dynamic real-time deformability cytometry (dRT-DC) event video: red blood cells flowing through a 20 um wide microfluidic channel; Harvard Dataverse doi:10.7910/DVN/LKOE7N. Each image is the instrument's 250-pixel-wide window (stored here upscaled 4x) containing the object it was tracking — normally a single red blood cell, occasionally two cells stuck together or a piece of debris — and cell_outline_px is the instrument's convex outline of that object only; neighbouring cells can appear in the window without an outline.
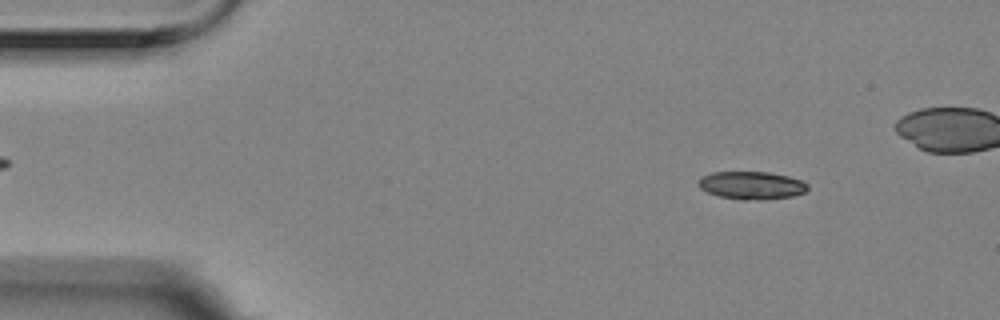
{"species": "Egyptian fruit bat (a non-hibernating species)", "species_latin": "Rousettus aegyptiacus", "temperature_condition": "room temperature", "stored_images_in_passage": 6, "camera_frame_rate_fps": 3000, "um_per_image_px": 0.085, "animal": {"sex": "female"}, "frame": {"image": 1, "passage_image": 2, "time_ms": 0.333, "image_size_px": [1000, 320], "cell_outline_px": [[808, 188], [804, 192], [792, 196], [764, 200], [740, 200], [720, 196], [708, 192], [700, 188], [696, 184], [700, 176], [712, 172], [768, 172], [788, 176], [804, 180], [808, 184]], "centroid_in_image_um": [63.88, 15.75], "position_along_channel_um": 21.1, "area_um2": 17.98}}
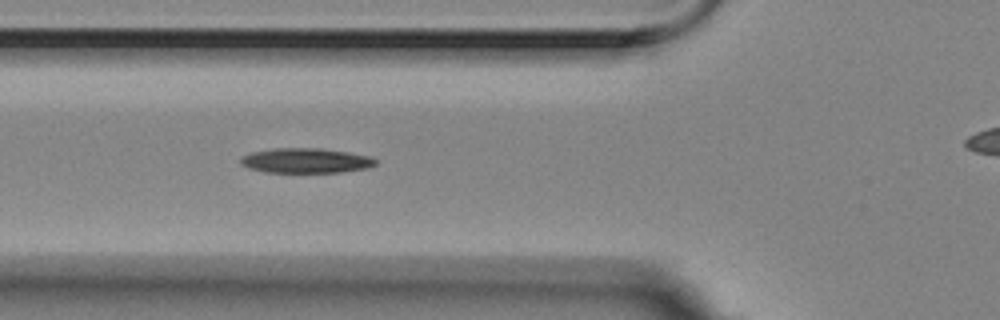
{"frame": {"image": 2, "passage_image": 5, "time_ms": 1.333, "image_size_px": [1000, 320], "cell_outline_px": [[376, 164], [368, 168], [340, 172], [264, 172], [248, 168], [240, 164], [240, 156], [252, 152], [272, 148], [320, 148], [348, 152], [372, 156], [376, 160]], "centroid_in_image_um": [25.97, 13.64], "position_along_channel_um": 99.8, "area_um2": 19.71}}